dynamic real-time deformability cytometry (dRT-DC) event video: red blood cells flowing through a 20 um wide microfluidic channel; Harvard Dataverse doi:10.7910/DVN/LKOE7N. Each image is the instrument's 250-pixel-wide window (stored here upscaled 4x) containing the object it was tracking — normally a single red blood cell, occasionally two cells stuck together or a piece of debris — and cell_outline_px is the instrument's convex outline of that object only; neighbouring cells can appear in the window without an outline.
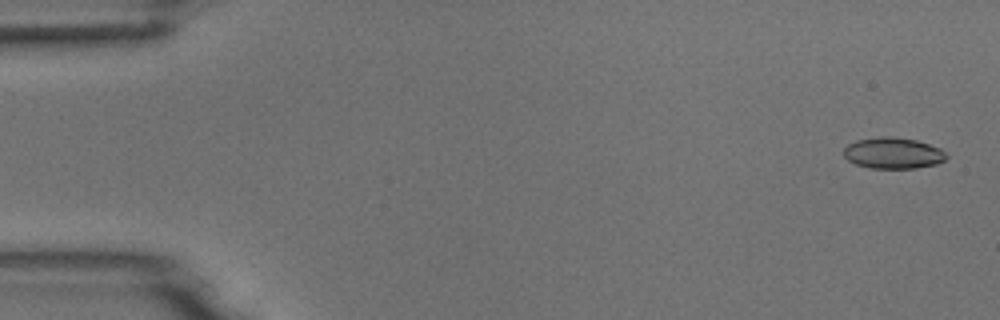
{"species": "common noctule bat (a hibernating species)", "species_latin": "Nyctalus noctula", "temperature_condition": "room temperature", "stored_images_in_passage": 54, "camera_frame_rate_fps": 3000, "um_per_image_px": 0.085, "animal": {"sex": "male", "body_mass_g": 18.8}, "frame": {"image": 1, "passage_image": 2, "time_ms": 0.333, "image_size_px": [1000, 320], "cell_outline_px": [[948, 156], [944, 160], [936, 164], [916, 168], [868, 168], [856, 164], [848, 160], [844, 156], [844, 148], [848, 144], [856, 140], [880, 136], [892, 136], [916, 140], [940, 148]], "centroid_in_image_um": [75.89, 13.01], "position_along_channel_um": 9.1, "area_um2": 18.67}}
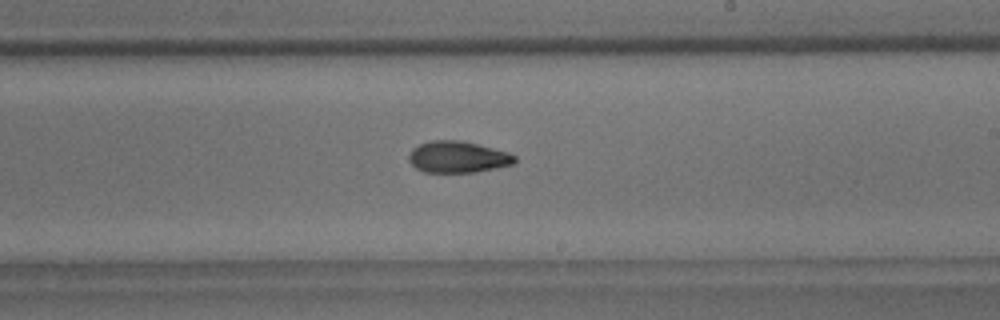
{"frame": {"image": 2, "passage_image": 32, "time_ms": 10.333, "image_size_px": [1000, 320], "cell_outline_px": [[516, 160], [512, 164], [496, 168], [476, 172], [424, 172], [416, 168], [408, 160], [408, 156], [412, 148], [420, 144], [432, 140], [460, 140], [508, 152], [516, 156]], "centroid_in_image_um": [38.89, 13.34], "position_along_channel_um": 250.1, "area_um2": 19.36}}
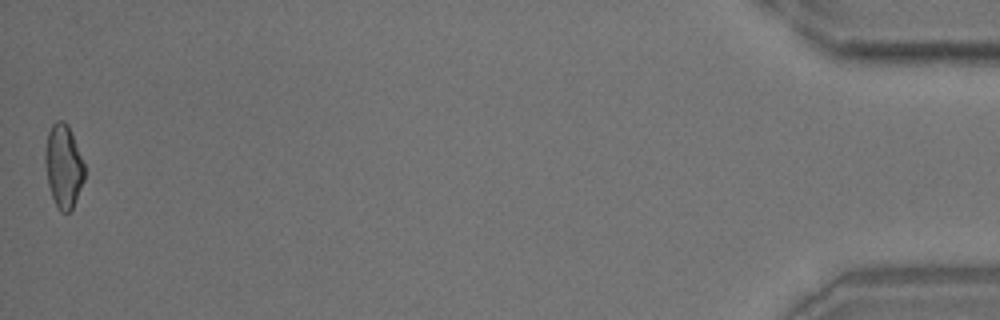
{"frame": {"image": 3, "passage_image": 54, "time_ms": 17.667, "image_size_px": [1000, 320], "cell_outline_px": [[84, 180], [72, 208], [68, 212], [60, 212], [52, 196], [48, 184], [44, 160], [44, 156], [48, 132], [52, 124], [56, 120], [64, 120], [68, 124], [84, 164]], "centroid_in_image_um": [5.38, 14.09], "position_along_channel_um": 429.8, "area_um2": 18.9}, "authors_computed_cell_mechanics": {"area_um2": 19.363, "velocity_mm_per_s": 3.7434, "shape_relaxation_time_tau1_ms": 8.9581, "shape_relaxation_time_tau2_ms": 3.3133, "deformation_change_tau1": 0.1984, "deformation_change_tau2": 0.0965}}